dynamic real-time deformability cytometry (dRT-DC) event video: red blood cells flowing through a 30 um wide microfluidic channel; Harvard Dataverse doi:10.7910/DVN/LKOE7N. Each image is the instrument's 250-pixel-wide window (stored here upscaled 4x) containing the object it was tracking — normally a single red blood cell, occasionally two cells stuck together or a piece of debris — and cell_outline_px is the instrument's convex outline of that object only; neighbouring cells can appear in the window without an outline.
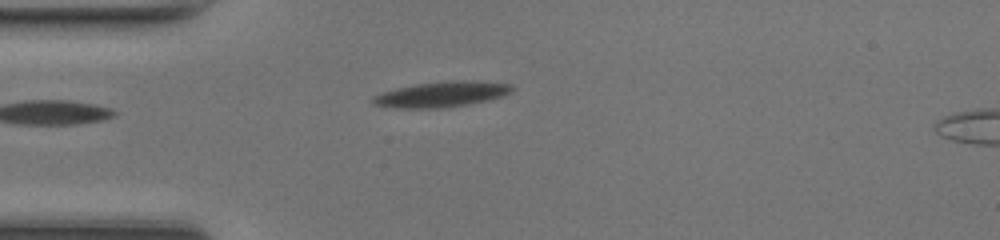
{"species": "common noctule bat (a hibernating species)", "species_latin": "Nyctalus noctula", "temperature_condition": "room temperature", "stored_images_in_passage": 39, "segment_of_instrument_passage": [1, 2], "camera_frame_rate_fps": 3000, "um_per_image_px": 0.085, "animal": {"sex": "female", "body_mass_g": 17.0, "forearm_length_mm": 48.0}, "frame": {"image": 1, "passage_image": 1, "time_ms": 0.0, "image_size_px": [1000, 240], "cell_outline_px": [[516, 88], [512, 92], [504, 96], [488, 100], [468, 104], [440, 108], [396, 108], [372, 104], [372, 96], [396, 88], [416, 84], [452, 80], [464, 80], [512, 84]], "centroid_in_image_um": [37.57, 8.01], "position_along_channel_um": 47.4, "area_um2": 20.69}}
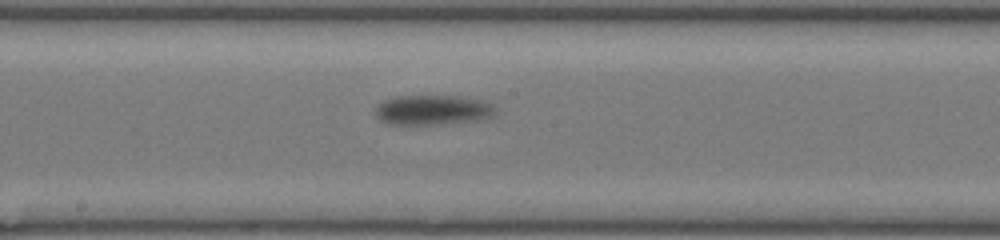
{"frame": {"image": 2, "passage_image": 14, "time_ms": 4.333, "image_size_px": [1000, 240], "cell_outline_px": [[496, 112], [492, 116], [484, 120], [432, 124], [388, 124], [380, 120], [376, 116], [376, 108], [384, 100], [396, 96], [456, 96], [480, 100], [492, 104], [496, 108]], "centroid_in_image_um": [36.8, 9.35], "position_along_channel_um": 211.4, "area_um2": 20.81}}
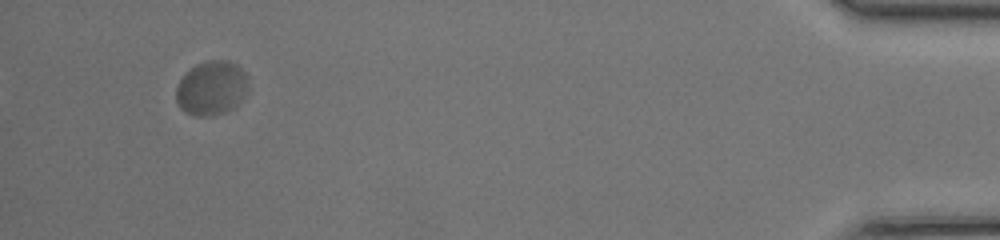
{"frame": {"image": 3, "passage_image": 35, "time_ms": 11.333, "image_size_px": [1000, 240], "cell_outline_px": [[248, 88], [244, 96], [228, 112], [208, 116], [192, 116], [184, 112], [180, 108], [176, 100], [176, 88], [184, 72], [196, 64], [208, 60], [228, 60], [236, 64], [244, 72]], "centroid_in_image_um": [17.94, 7.49], "position_along_channel_um": 417.3, "area_um2": 22.95}}